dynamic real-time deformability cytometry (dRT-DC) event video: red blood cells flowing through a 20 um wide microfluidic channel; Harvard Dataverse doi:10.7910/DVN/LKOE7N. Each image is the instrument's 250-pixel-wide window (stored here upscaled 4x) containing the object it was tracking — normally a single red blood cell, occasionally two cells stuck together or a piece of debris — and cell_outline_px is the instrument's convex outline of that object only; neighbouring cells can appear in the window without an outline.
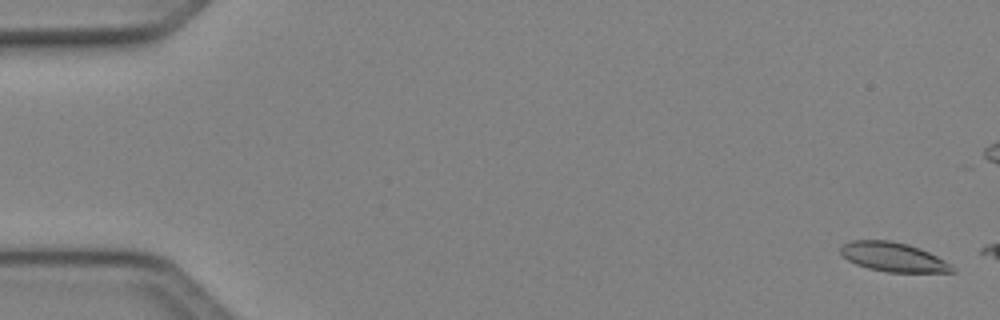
{"species": "Egyptian fruit bat (a non-hibernating species)", "species_latin": "Rousettus aegyptiacus", "temperature_condition": "cold", "stored_images_in_passage": 4, "camera_frame_rate_fps": 3000, "um_per_image_px": 0.085, "animal": {"sex": "female"}, "frame": {"image": 1, "passage_image": 2, "time_ms": 0.333, "image_size_px": [1000, 320], "cell_outline_px": [[956, 272], [888, 272], [868, 268], [856, 264], [848, 260], [840, 252], [840, 248], [844, 244], [852, 240], [888, 240], [908, 244], [928, 252], [952, 264], [956, 268]], "centroid_in_image_um": [75.95, 21.85], "position_along_channel_um": 9.1, "area_um2": 18.9}}